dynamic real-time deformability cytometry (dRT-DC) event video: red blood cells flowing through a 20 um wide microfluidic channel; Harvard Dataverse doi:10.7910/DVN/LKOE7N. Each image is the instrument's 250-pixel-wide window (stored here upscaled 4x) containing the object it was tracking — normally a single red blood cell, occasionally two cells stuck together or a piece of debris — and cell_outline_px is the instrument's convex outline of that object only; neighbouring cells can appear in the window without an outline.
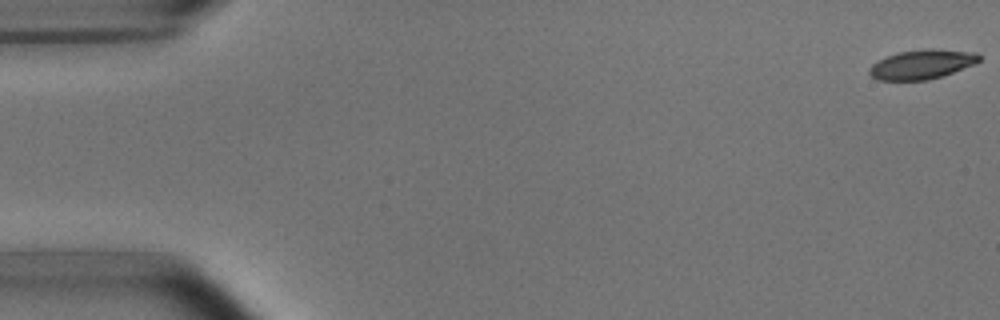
{"species": "common noctule bat (a hibernating species)", "species_latin": "Nyctalus noctula", "temperature_condition": "room temperature", "stored_images_in_passage": 5, "camera_frame_rate_fps": 3000, "um_per_image_px": 0.085, "animal": {"sex": "male", "body_mass_g": 15.6}, "frame": {"image": 1, "passage_image": 1, "time_ms": 0.0, "image_size_px": [1000, 320], "cell_outline_px": [[980, 60], [972, 64], [944, 76], [928, 80], [876, 80], [868, 72], [868, 68], [872, 64], [888, 56], [900, 52], [928, 48], [932, 48], [976, 52], [980, 56]], "centroid_in_image_um": [78.36, 5.47], "position_along_channel_um": 6.6, "area_um2": 18.73}}
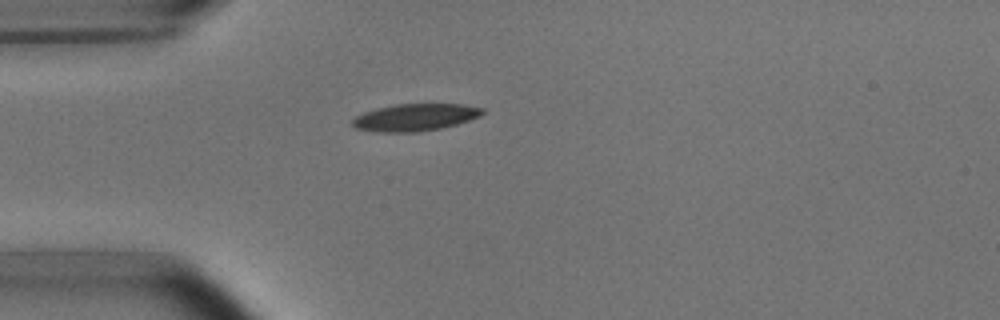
{"frame": {"image": 2, "passage_image": 5, "time_ms": 4.667, "image_size_px": [1000, 320], "cell_outline_px": [[484, 112], [480, 116], [456, 124], [440, 128], [416, 132], [376, 132], [356, 128], [352, 124], [352, 120], [356, 116], [364, 112], [376, 108], [396, 104], [464, 104], [484, 108]], "centroid_in_image_um": [35.28, 9.97], "position_along_channel_um": 49.7, "area_um2": 20.52}}